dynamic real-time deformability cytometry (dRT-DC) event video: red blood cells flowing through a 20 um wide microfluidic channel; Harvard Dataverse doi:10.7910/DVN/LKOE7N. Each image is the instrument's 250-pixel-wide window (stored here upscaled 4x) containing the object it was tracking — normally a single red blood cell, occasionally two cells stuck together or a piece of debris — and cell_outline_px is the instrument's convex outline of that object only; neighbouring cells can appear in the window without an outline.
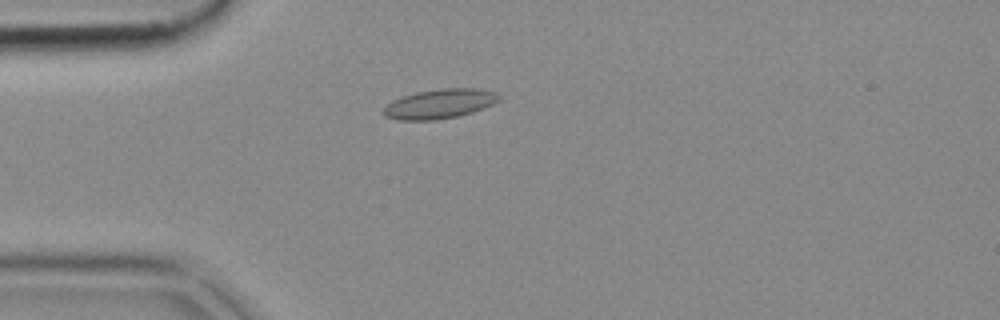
{"species": "common noctule bat (a hibernating species)", "species_latin": "Nyctalus noctula", "temperature_condition": "cold", "stored_images_in_passage": 46, "camera_frame_rate_fps": 3000, "um_per_image_px": 0.085, "animal": {"sex": "female", "body_mass_g": 18.4}, "frame": {"image": 1, "passage_image": 8, "time_ms": 2.333, "image_size_px": [1000, 320], "cell_outline_px": [[500, 100], [484, 108], [472, 112], [456, 116], [436, 120], [396, 120], [384, 116], [380, 112], [392, 100], [400, 96], [416, 92], [440, 88], [476, 88], [496, 92], [500, 96]], "centroid_in_image_um": [37.33, 8.82], "position_along_channel_um": 47.7, "area_um2": 20.06}}
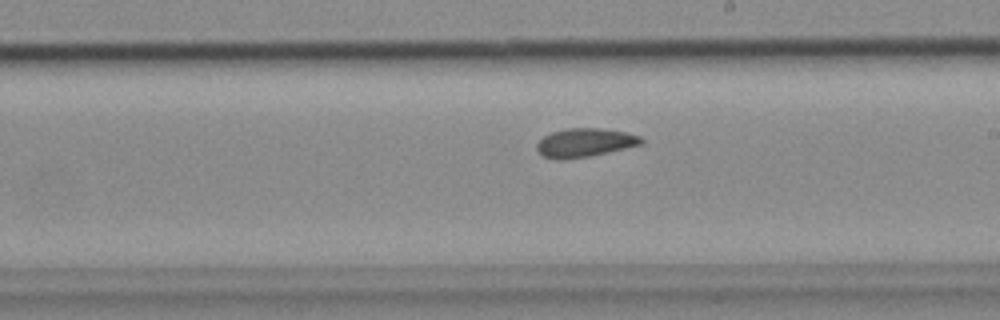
{"frame": {"image": 2, "passage_image": 24, "time_ms": 7.667, "image_size_px": [1000, 320], "cell_outline_px": [[644, 144], [588, 156], [564, 160], [556, 160], [544, 156], [536, 148], [536, 144], [544, 136], [552, 132], [568, 128], [600, 128], [624, 132], [640, 136], [644, 140]], "centroid_in_image_um": [49.71, 12.13], "position_along_channel_um": 239.3, "area_um2": 17.34}}
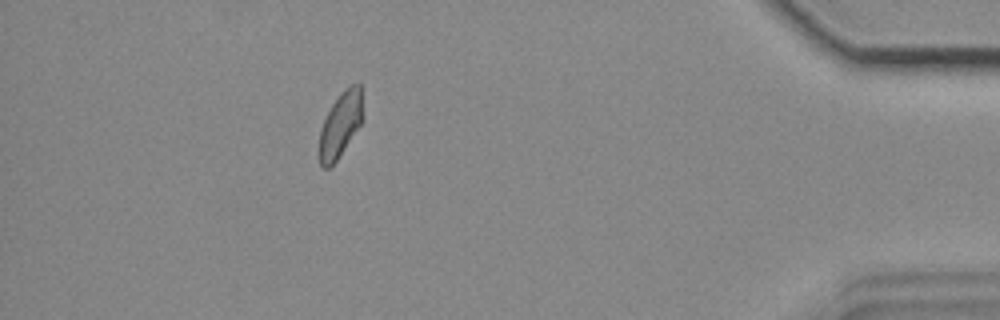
{"frame": {"image": 3, "passage_image": 41, "time_ms": 13.333, "image_size_px": [1000, 320], "cell_outline_px": [[364, 116], [360, 124], [336, 160], [328, 168], [320, 168], [320, 128], [332, 104], [340, 92], [344, 88], [352, 84], [360, 84]], "centroid_in_image_um": [28.95, 10.55], "position_along_channel_um": 406.3, "area_um2": 16.24}}